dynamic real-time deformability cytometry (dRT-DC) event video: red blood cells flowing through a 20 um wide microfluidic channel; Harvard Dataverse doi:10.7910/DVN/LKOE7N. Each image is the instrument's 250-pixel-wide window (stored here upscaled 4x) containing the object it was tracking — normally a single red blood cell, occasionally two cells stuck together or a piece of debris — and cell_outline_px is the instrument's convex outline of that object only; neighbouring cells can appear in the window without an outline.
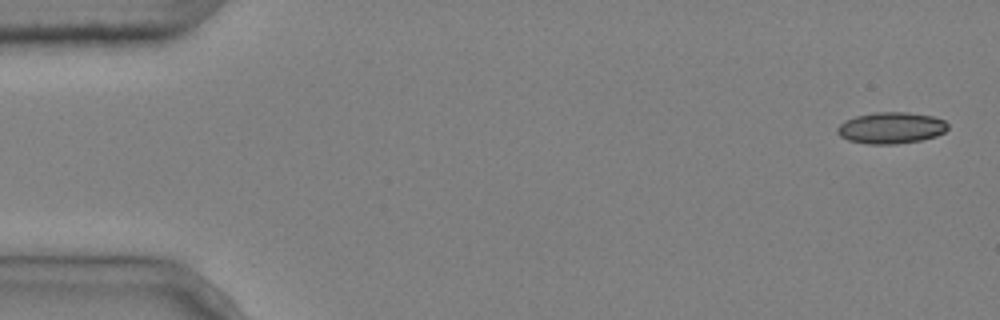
{"species": "common noctule bat (a hibernating species)", "species_latin": "Nyctalus noctula", "temperature_condition": "cold", "stored_images_in_passage": 3, "camera_frame_rate_fps": 3000, "um_per_image_px": 0.085, "animal": {"sex": "male", "body_mass_g": 20.4}, "frame": {"image": 1, "passage_image": 1, "time_ms": 0.0, "image_size_px": [1000, 320], "cell_outline_px": [[948, 128], [944, 132], [936, 136], [920, 140], [896, 144], [868, 144], [848, 140], [840, 136], [836, 132], [836, 128], [844, 120], [856, 116], [876, 112], [908, 112], [932, 116], [944, 120], [948, 124]], "centroid_in_image_um": [75.72, 10.87], "position_along_channel_um": 9.3, "area_um2": 20.29}}